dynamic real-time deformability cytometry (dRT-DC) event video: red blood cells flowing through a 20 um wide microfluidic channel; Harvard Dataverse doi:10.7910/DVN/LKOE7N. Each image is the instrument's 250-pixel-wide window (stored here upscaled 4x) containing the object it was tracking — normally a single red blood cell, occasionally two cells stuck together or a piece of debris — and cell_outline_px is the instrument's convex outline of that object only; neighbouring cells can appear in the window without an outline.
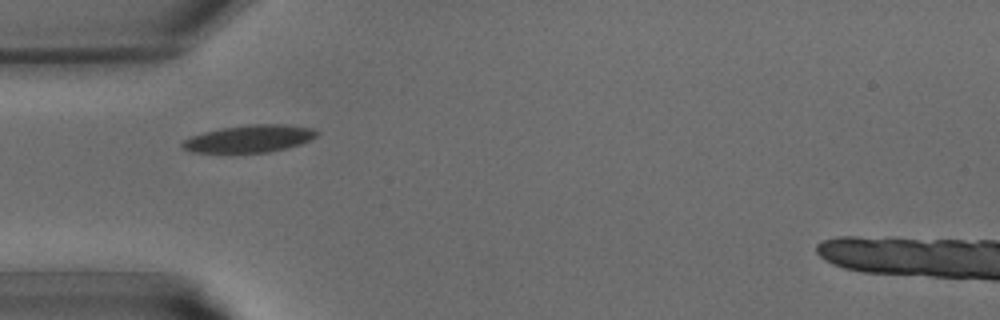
{"species": "common noctule bat (a hibernating species)", "species_latin": "Nyctalus noctula", "temperature_condition": "warm", "stored_images_in_passage": 30, "camera_frame_rate_fps": 3000, "um_per_image_px": 0.085, "animal": {"sex": "male", "body_mass_g": 15.6}, "frame": {"image": 1, "passage_image": 1, "time_ms": 0.0, "image_size_px": [1000, 320], "cell_outline_px": [[320, 132], [312, 140], [300, 144], [268, 152], [192, 152], [180, 148], [180, 144], [184, 140], [192, 136], [204, 132], [220, 128], [248, 124], [284, 124], [312, 128]], "centroid_in_image_um": [21.2, 11.78], "position_along_channel_um": 63.8, "area_um2": 21.39}}
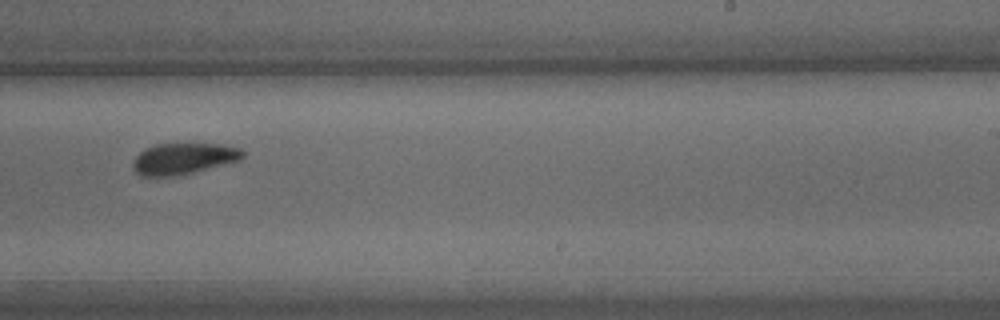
{"frame": {"image": 2, "passage_image": 14, "time_ms": 4.333, "image_size_px": [1000, 320], "cell_outline_px": [[244, 156], [240, 160], [192, 172], [172, 176], [140, 176], [132, 168], [132, 160], [144, 148], [156, 144], [220, 144], [240, 148], [244, 152]], "centroid_in_image_um": [15.55, 13.48], "position_along_channel_um": 273.4, "area_um2": 19.88}}
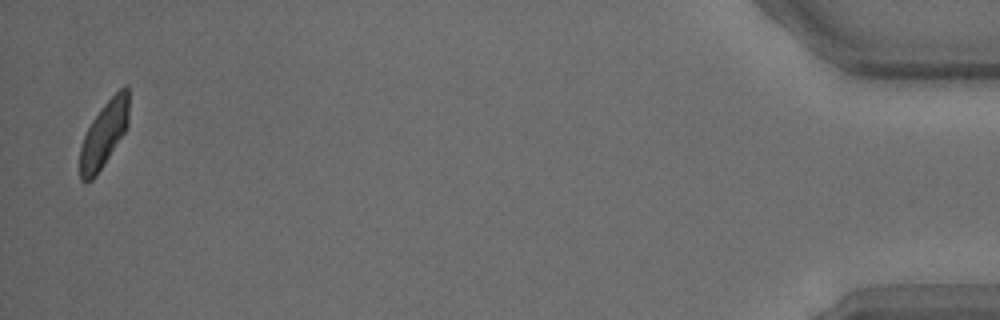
{"frame": {"image": 3, "passage_image": 29, "time_ms": 9.333, "image_size_px": [1000, 320], "cell_outline_px": [[128, 124], [124, 132], [104, 164], [96, 176], [92, 180], [84, 184], [80, 180], [80, 148], [84, 136], [92, 120], [100, 108], [124, 84], [128, 84]], "centroid_in_image_um": [8.82, 11.42], "position_along_channel_um": 426.4, "area_um2": 18.67}}